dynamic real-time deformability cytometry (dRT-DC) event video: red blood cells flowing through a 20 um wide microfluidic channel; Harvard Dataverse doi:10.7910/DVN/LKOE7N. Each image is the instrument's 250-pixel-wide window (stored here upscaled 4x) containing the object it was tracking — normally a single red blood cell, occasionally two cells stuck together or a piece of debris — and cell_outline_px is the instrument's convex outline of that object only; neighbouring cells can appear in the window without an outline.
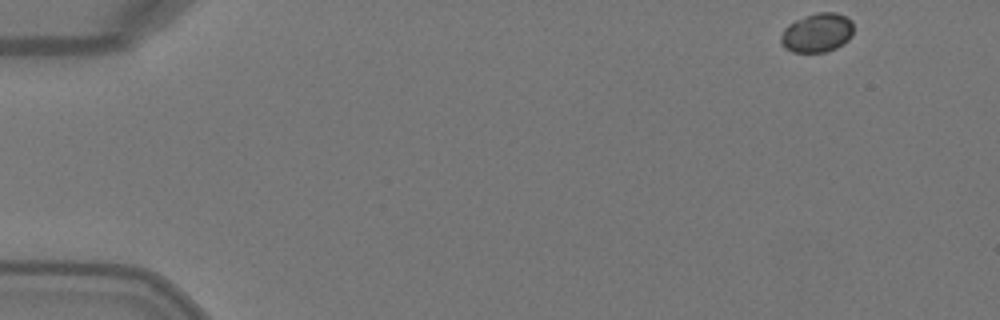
{"species": "Egyptian fruit bat (a non-hibernating species)", "species_latin": "Rousettus aegyptiacus", "temperature_condition": "warm", "stored_images_in_passage": 5, "segment_of_instrument_passage": [1, 2], "camera_frame_rate_fps": 3000, "um_per_image_px": 0.085, "animal": {"sex": "female"}, "frame": {"image": 1, "passage_image": 1, "time_ms": 0.0, "image_size_px": [1000, 320], "cell_outline_px": [[852, 36], [844, 44], [836, 48], [824, 52], [792, 52], [784, 48], [780, 44], [780, 36], [784, 28], [788, 24], [804, 16], [816, 12], [836, 12], [852, 20]], "centroid_in_image_um": [69.43, 2.79], "position_along_channel_um": 15.6, "area_um2": 16.76}}
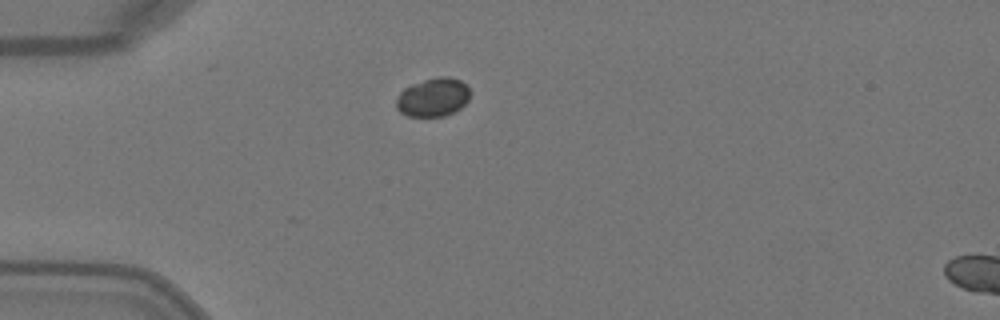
{"frame": {"image": 2, "passage_image": 4, "time_ms": 1.0, "image_size_px": [1000, 320], "cell_outline_px": [[468, 100], [460, 108], [444, 116], [408, 116], [400, 112], [396, 108], [396, 100], [400, 92], [404, 88], [412, 84], [436, 76], [448, 76], [460, 80], [468, 88]], "centroid_in_image_um": [36.78, 8.26], "position_along_channel_um": 48.2, "area_um2": 16.47}}